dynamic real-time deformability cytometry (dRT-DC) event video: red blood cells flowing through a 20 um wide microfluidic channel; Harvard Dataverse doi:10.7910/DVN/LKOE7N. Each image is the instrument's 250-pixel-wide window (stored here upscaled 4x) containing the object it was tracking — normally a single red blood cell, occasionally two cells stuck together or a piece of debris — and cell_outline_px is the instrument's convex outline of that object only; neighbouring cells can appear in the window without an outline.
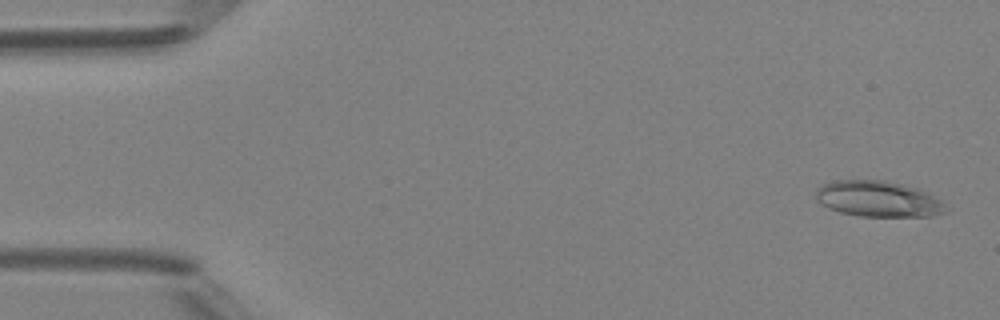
{"species": "Egyptian fruit bat (a non-hibernating species)", "species_latin": "Rousettus aegyptiacus", "temperature_condition": "room temperature", "stored_images_in_passage": 49, "camera_frame_rate_fps": 3000, "um_per_image_px": 0.085, "animal": {"sex": "female"}, "frame": {"image": 1, "passage_image": 2, "time_ms": 0.333, "image_size_px": [1000, 320], "cell_outline_px": [[944, 212], [932, 216], [860, 216], [840, 212], [828, 208], [820, 204], [816, 200], [816, 188], [832, 180], [884, 180], [904, 184], [916, 188], [940, 200]], "centroid_in_image_um": [74.55, 16.9], "position_along_channel_um": 10.5, "area_um2": 26.88}}
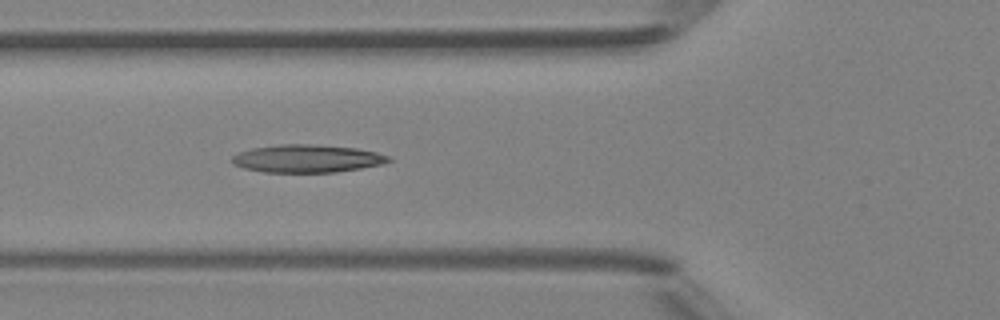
{"frame": {"image": 2, "passage_image": 18, "time_ms": 5.667, "image_size_px": [1000, 320], "cell_outline_px": [[392, 160], [380, 164], [360, 168], [336, 172], [264, 172], [244, 168], [232, 164], [232, 156], [240, 152], [252, 148], [280, 144], [312, 144], [356, 148], [376, 152], [392, 156]], "centroid_in_image_um": [26.1, 13.47], "position_along_channel_um": 99.7, "area_um2": 25.32}}
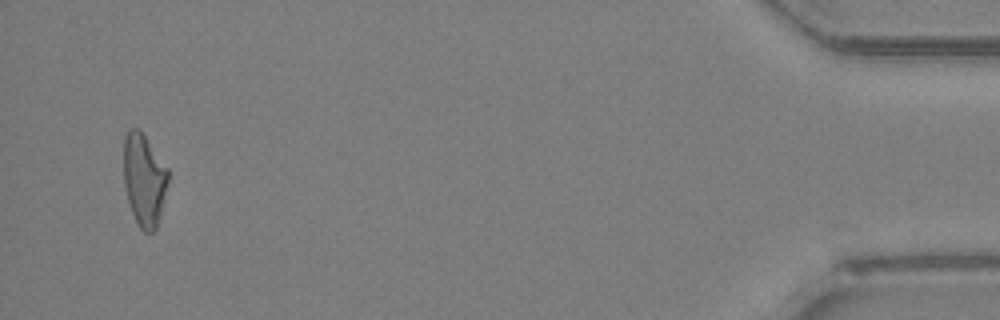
{"frame": {"image": 3, "passage_image": 47, "time_ms": 15.333, "image_size_px": [1000, 320], "cell_outline_px": [[168, 180], [156, 228], [152, 232], [144, 232], [140, 228], [132, 212], [128, 200], [124, 184], [124, 136], [132, 128], [136, 128], [144, 136], [168, 168]], "centroid_in_image_um": [12.24, 15.28], "position_along_channel_um": 423.0, "area_um2": 23.29}, "authors_computed_cell_mechanics": {"area_um2": 24.7384, "velocity_mm_per_s": 4.2252, "shape_relaxation_time_tau1_ms": null, "shape_relaxation_time_tau2_ms": 4.2727, "deformation_change_tau1": null, "deformation_change_tau2": 0.1516}}